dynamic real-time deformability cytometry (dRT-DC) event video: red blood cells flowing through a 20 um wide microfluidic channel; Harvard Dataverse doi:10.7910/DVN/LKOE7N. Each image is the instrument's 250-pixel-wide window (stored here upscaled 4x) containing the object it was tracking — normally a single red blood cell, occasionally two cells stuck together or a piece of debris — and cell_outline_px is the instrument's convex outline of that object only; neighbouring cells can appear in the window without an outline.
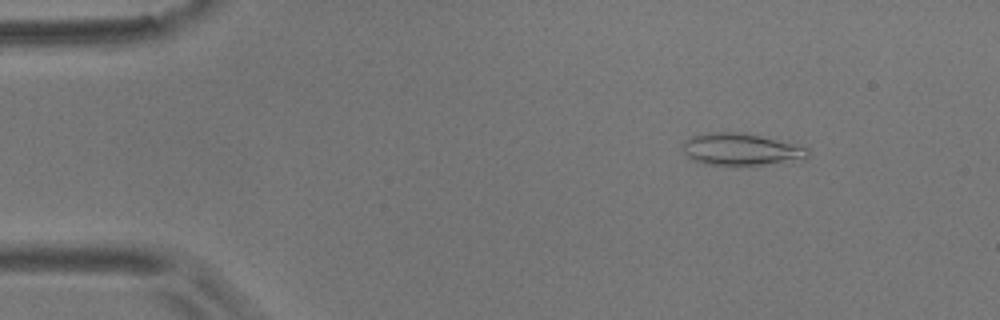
{"species": "common noctule bat (a hibernating species)", "species_latin": "Nyctalus noctula", "temperature_condition": "room temperature", "stored_images_in_passage": 53, "camera_frame_rate_fps": 3000, "um_per_image_px": 0.085, "animal": {"sex": "male", "body_mass_g": 17.9}, "frame": {"image": 1, "passage_image": 4, "time_ms": 1.0, "image_size_px": [1000, 320], "cell_outline_px": [[808, 156], [804, 160], [736, 168], [704, 164], [692, 160], [684, 152], [684, 140], [692, 136], [708, 132], [732, 132], [760, 136], [808, 148]], "centroid_in_image_um": [62.96, 12.75], "position_along_channel_um": 22.0, "area_um2": 23.87}}
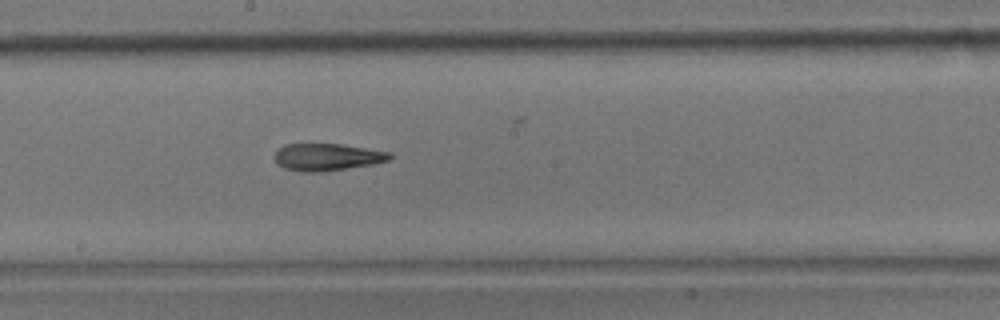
{"frame": {"image": 2, "passage_image": 27, "time_ms": 8.667, "image_size_px": [1000, 320], "cell_outline_px": [[392, 156], [388, 160], [372, 164], [320, 172], [304, 172], [284, 168], [276, 164], [276, 152], [284, 144], [340, 144], [392, 152]], "centroid_in_image_um": [27.8, 13.35], "position_along_channel_um": 220.4, "area_um2": 18.03}}
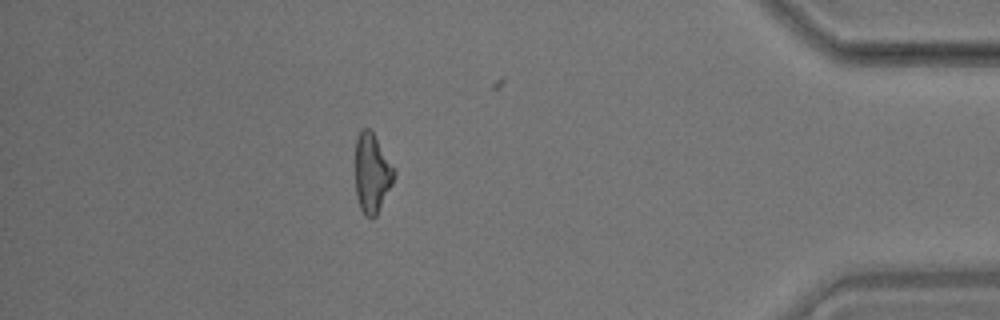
{"frame": {"image": 3, "passage_image": 46, "time_ms": 15.0, "image_size_px": [1000, 320], "cell_outline_px": [[396, 176], [376, 216], [372, 220], [364, 216], [360, 208], [356, 196], [356, 140], [360, 132], [364, 128], [368, 128], [372, 132], [396, 168]], "centroid_in_image_um": [31.64, 14.76], "position_along_channel_um": 403.6, "area_um2": 18.03}, "authors_computed_cell_mechanics": {"area_um2": 18.8428, "velocity_mm_per_s": 3.5855, "shape_relaxation_time_tau1_ms": null, "shape_relaxation_time_tau2_ms": 9.2944, "deformation_change_tau1": null, "deformation_change_tau2": 0.2192}}